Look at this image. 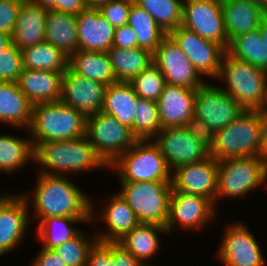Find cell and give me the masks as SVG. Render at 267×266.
I'll return each instance as SVG.
<instances>
[{
    "instance_id": "1",
    "label": "cell",
    "mask_w": 267,
    "mask_h": 266,
    "mask_svg": "<svg viewBox=\"0 0 267 266\" xmlns=\"http://www.w3.org/2000/svg\"><path fill=\"white\" fill-rule=\"evenodd\" d=\"M38 174L33 197L22 192L28 205L33 202L32 214L36 219L40 222L51 216L92 218V222L96 219L92 199L65 175Z\"/></svg>"
},
{
    "instance_id": "2",
    "label": "cell",
    "mask_w": 267,
    "mask_h": 266,
    "mask_svg": "<svg viewBox=\"0 0 267 266\" xmlns=\"http://www.w3.org/2000/svg\"><path fill=\"white\" fill-rule=\"evenodd\" d=\"M34 161L43 167L39 173L54 175L109 168L86 136L73 140L37 143L34 146Z\"/></svg>"
},
{
    "instance_id": "3",
    "label": "cell",
    "mask_w": 267,
    "mask_h": 266,
    "mask_svg": "<svg viewBox=\"0 0 267 266\" xmlns=\"http://www.w3.org/2000/svg\"><path fill=\"white\" fill-rule=\"evenodd\" d=\"M87 117L61 101L38 103L32 108L27 130L35 146L37 143L79 139L86 136Z\"/></svg>"
},
{
    "instance_id": "4",
    "label": "cell",
    "mask_w": 267,
    "mask_h": 266,
    "mask_svg": "<svg viewBox=\"0 0 267 266\" xmlns=\"http://www.w3.org/2000/svg\"><path fill=\"white\" fill-rule=\"evenodd\" d=\"M210 156L216 161L248 156L265 157L261 146L260 114L255 110H244L229 125L215 132Z\"/></svg>"
},
{
    "instance_id": "5",
    "label": "cell",
    "mask_w": 267,
    "mask_h": 266,
    "mask_svg": "<svg viewBox=\"0 0 267 266\" xmlns=\"http://www.w3.org/2000/svg\"><path fill=\"white\" fill-rule=\"evenodd\" d=\"M110 167L115 169L120 182L172 180V171L152 139L137 140Z\"/></svg>"
},
{
    "instance_id": "6",
    "label": "cell",
    "mask_w": 267,
    "mask_h": 266,
    "mask_svg": "<svg viewBox=\"0 0 267 266\" xmlns=\"http://www.w3.org/2000/svg\"><path fill=\"white\" fill-rule=\"evenodd\" d=\"M215 80L224 82L225 88H221L244 110H256L267 84V71L225 52Z\"/></svg>"
},
{
    "instance_id": "7",
    "label": "cell",
    "mask_w": 267,
    "mask_h": 266,
    "mask_svg": "<svg viewBox=\"0 0 267 266\" xmlns=\"http://www.w3.org/2000/svg\"><path fill=\"white\" fill-rule=\"evenodd\" d=\"M267 182V157L248 156L218 161L216 208L220 198H237Z\"/></svg>"
},
{
    "instance_id": "8",
    "label": "cell",
    "mask_w": 267,
    "mask_h": 266,
    "mask_svg": "<svg viewBox=\"0 0 267 266\" xmlns=\"http://www.w3.org/2000/svg\"><path fill=\"white\" fill-rule=\"evenodd\" d=\"M118 193L126 200L140 223L166 227L171 181L120 182Z\"/></svg>"
},
{
    "instance_id": "9",
    "label": "cell",
    "mask_w": 267,
    "mask_h": 266,
    "mask_svg": "<svg viewBox=\"0 0 267 266\" xmlns=\"http://www.w3.org/2000/svg\"><path fill=\"white\" fill-rule=\"evenodd\" d=\"M86 137L108 166L138 140L130 128L102 111L87 116Z\"/></svg>"
},
{
    "instance_id": "10",
    "label": "cell",
    "mask_w": 267,
    "mask_h": 266,
    "mask_svg": "<svg viewBox=\"0 0 267 266\" xmlns=\"http://www.w3.org/2000/svg\"><path fill=\"white\" fill-rule=\"evenodd\" d=\"M181 26L197 33L206 40L228 48L221 0H183Z\"/></svg>"
},
{
    "instance_id": "11",
    "label": "cell",
    "mask_w": 267,
    "mask_h": 266,
    "mask_svg": "<svg viewBox=\"0 0 267 266\" xmlns=\"http://www.w3.org/2000/svg\"><path fill=\"white\" fill-rule=\"evenodd\" d=\"M217 209L208 198L172 190L166 223L168 235L174 233V226L184 231L204 230V226L215 220Z\"/></svg>"
},
{
    "instance_id": "12",
    "label": "cell",
    "mask_w": 267,
    "mask_h": 266,
    "mask_svg": "<svg viewBox=\"0 0 267 266\" xmlns=\"http://www.w3.org/2000/svg\"><path fill=\"white\" fill-rule=\"evenodd\" d=\"M244 109L220 86L205 82L196 89L194 116L214 132L229 125Z\"/></svg>"
},
{
    "instance_id": "13",
    "label": "cell",
    "mask_w": 267,
    "mask_h": 266,
    "mask_svg": "<svg viewBox=\"0 0 267 266\" xmlns=\"http://www.w3.org/2000/svg\"><path fill=\"white\" fill-rule=\"evenodd\" d=\"M168 35L180 47L202 77L216 79L226 52L220 44L206 40L181 25Z\"/></svg>"
},
{
    "instance_id": "14",
    "label": "cell",
    "mask_w": 267,
    "mask_h": 266,
    "mask_svg": "<svg viewBox=\"0 0 267 266\" xmlns=\"http://www.w3.org/2000/svg\"><path fill=\"white\" fill-rule=\"evenodd\" d=\"M171 171L210 156V150L185 127L163 128L153 139Z\"/></svg>"
},
{
    "instance_id": "15",
    "label": "cell",
    "mask_w": 267,
    "mask_h": 266,
    "mask_svg": "<svg viewBox=\"0 0 267 266\" xmlns=\"http://www.w3.org/2000/svg\"><path fill=\"white\" fill-rule=\"evenodd\" d=\"M153 63L160 69L167 84L197 89L207 80H202L203 77L169 35L153 52Z\"/></svg>"
},
{
    "instance_id": "16",
    "label": "cell",
    "mask_w": 267,
    "mask_h": 266,
    "mask_svg": "<svg viewBox=\"0 0 267 266\" xmlns=\"http://www.w3.org/2000/svg\"><path fill=\"white\" fill-rule=\"evenodd\" d=\"M222 236L217 257L225 266H265L261 246L244 223L228 225Z\"/></svg>"
},
{
    "instance_id": "17",
    "label": "cell",
    "mask_w": 267,
    "mask_h": 266,
    "mask_svg": "<svg viewBox=\"0 0 267 266\" xmlns=\"http://www.w3.org/2000/svg\"><path fill=\"white\" fill-rule=\"evenodd\" d=\"M218 161L209 156L202 161L182 165L172 171V190L199 195L216 207Z\"/></svg>"
},
{
    "instance_id": "18",
    "label": "cell",
    "mask_w": 267,
    "mask_h": 266,
    "mask_svg": "<svg viewBox=\"0 0 267 266\" xmlns=\"http://www.w3.org/2000/svg\"><path fill=\"white\" fill-rule=\"evenodd\" d=\"M29 205L20 193L0 197V256L13 251L25 238Z\"/></svg>"
},
{
    "instance_id": "19",
    "label": "cell",
    "mask_w": 267,
    "mask_h": 266,
    "mask_svg": "<svg viewBox=\"0 0 267 266\" xmlns=\"http://www.w3.org/2000/svg\"><path fill=\"white\" fill-rule=\"evenodd\" d=\"M107 85L74 73L69 67L62 76L60 101L86 117L101 111Z\"/></svg>"
},
{
    "instance_id": "20",
    "label": "cell",
    "mask_w": 267,
    "mask_h": 266,
    "mask_svg": "<svg viewBox=\"0 0 267 266\" xmlns=\"http://www.w3.org/2000/svg\"><path fill=\"white\" fill-rule=\"evenodd\" d=\"M196 89L165 84L158 105V117L163 128L184 127L194 116Z\"/></svg>"
},
{
    "instance_id": "21",
    "label": "cell",
    "mask_w": 267,
    "mask_h": 266,
    "mask_svg": "<svg viewBox=\"0 0 267 266\" xmlns=\"http://www.w3.org/2000/svg\"><path fill=\"white\" fill-rule=\"evenodd\" d=\"M78 50L107 52L112 47L115 27L98 7H86L76 15Z\"/></svg>"
},
{
    "instance_id": "22",
    "label": "cell",
    "mask_w": 267,
    "mask_h": 266,
    "mask_svg": "<svg viewBox=\"0 0 267 266\" xmlns=\"http://www.w3.org/2000/svg\"><path fill=\"white\" fill-rule=\"evenodd\" d=\"M48 9L22 0L12 33V43L20 50L46 41V16Z\"/></svg>"
},
{
    "instance_id": "23",
    "label": "cell",
    "mask_w": 267,
    "mask_h": 266,
    "mask_svg": "<svg viewBox=\"0 0 267 266\" xmlns=\"http://www.w3.org/2000/svg\"><path fill=\"white\" fill-rule=\"evenodd\" d=\"M224 27L229 42L260 27L266 11L253 0H221Z\"/></svg>"
},
{
    "instance_id": "24",
    "label": "cell",
    "mask_w": 267,
    "mask_h": 266,
    "mask_svg": "<svg viewBox=\"0 0 267 266\" xmlns=\"http://www.w3.org/2000/svg\"><path fill=\"white\" fill-rule=\"evenodd\" d=\"M110 199V200H109ZM108 199V203L102 206L101 221L105 222V232L96 233L98 241L118 242L140 222L126 200L116 193Z\"/></svg>"
},
{
    "instance_id": "25",
    "label": "cell",
    "mask_w": 267,
    "mask_h": 266,
    "mask_svg": "<svg viewBox=\"0 0 267 266\" xmlns=\"http://www.w3.org/2000/svg\"><path fill=\"white\" fill-rule=\"evenodd\" d=\"M62 72L23 69L17 81L20 90L34 105L61 99Z\"/></svg>"
},
{
    "instance_id": "26",
    "label": "cell",
    "mask_w": 267,
    "mask_h": 266,
    "mask_svg": "<svg viewBox=\"0 0 267 266\" xmlns=\"http://www.w3.org/2000/svg\"><path fill=\"white\" fill-rule=\"evenodd\" d=\"M32 108L17 82H0V123L28 130Z\"/></svg>"
},
{
    "instance_id": "27",
    "label": "cell",
    "mask_w": 267,
    "mask_h": 266,
    "mask_svg": "<svg viewBox=\"0 0 267 266\" xmlns=\"http://www.w3.org/2000/svg\"><path fill=\"white\" fill-rule=\"evenodd\" d=\"M138 95L130 82L117 81L106 87L101 111L114 116L132 130Z\"/></svg>"
},
{
    "instance_id": "28",
    "label": "cell",
    "mask_w": 267,
    "mask_h": 266,
    "mask_svg": "<svg viewBox=\"0 0 267 266\" xmlns=\"http://www.w3.org/2000/svg\"><path fill=\"white\" fill-rule=\"evenodd\" d=\"M160 234L168 235L166 227L158 224L140 223L118 242L144 266H153L148 261L159 252L161 247Z\"/></svg>"
},
{
    "instance_id": "29",
    "label": "cell",
    "mask_w": 267,
    "mask_h": 266,
    "mask_svg": "<svg viewBox=\"0 0 267 266\" xmlns=\"http://www.w3.org/2000/svg\"><path fill=\"white\" fill-rule=\"evenodd\" d=\"M68 67L80 76L107 86L117 82L108 52L78 50L69 57Z\"/></svg>"
},
{
    "instance_id": "30",
    "label": "cell",
    "mask_w": 267,
    "mask_h": 266,
    "mask_svg": "<svg viewBox=\"0 0 267 266\" xmlns=\"http://www.w3.org/2000/svg\"><path fill=\"white\" fill-rule=\"evenodd\" d=\"M45 37L48 43L70 57L78 51L76 15L48 9Z\"/></svg>"
},
{
    "instance_id": "31",
    "label": "cell",
    "mask_w": 267,
    "mask_h": 266,
    "mask_svg": "<svg viewBox=\"0 0 267 266\" xmlns=\"http://www.w3.org/2000/svg\"><path fill=\"white\" fill-rule=\"evenodd\" d=\"M107 52L117 81L130 82L153 63V53L140 47H111Z\"/></svg>"
},
{
    "instance_id": "32",
    "label": "cell",
    "mask_w": 267,
    "mask_h": 266,
    "mask_svg": "<svg viewBox=\"0 0 267 266\" xmlns=\"http://www.w3.org/2000/svg\"><path fill=\"white\" fill-rule=\"evenodd\" d=\"M92 222V218H75L51 216L44 218L36 227L38 239L42 241V246L46 249H55L57 246L73 239L81 231L80 228L73 227L75 223Z\"/></svg>"
},
{
    "instance_id": "33",
    "label": "cell",
    "mask_w": 267,
    "mask_h": 266,
    "mask_svg": "<svg viewBox=\"0 0 267 266\" xmlns=\"http://www.w3.org/2000/svg\"><path fill=\"white\" fill-rule=\"evenodd\" d=\"M23 69L64 73L68 69L69 57L47 41L23 48Z\"/></svg>"
},
{
    "instance_id": "34",
    "label": "cell",
    "mask_w": 267,
    "mask_h": 266,
    "mask_svg": "<svg viewBox=\"0 0 267 266\" xmlns=\"http://www.w3.org/2000/svg\"><path fill=\"white\" fill-rule=\"evenodd\" d=\"M29 138L30 136L22 139L12 134L0 135V171L12 174L22 170L30 160L34 161V145Z\"/></svg>"
},
{
    "instance_id": "35",
    "label": "cell",
    "mask_w": 267,
    "mask_h": 266,
    "mask_svg": "<svg viewBox=\"0 0 267 266\" xmlns=\"http://www.w3.org/2000/svg\"><path fill=\"white\" fill-rule=\"evenodd\" d=\"M232 57L267 71V44L255 31L233 38L226 49Z\"/></svg>"
},
{
    "instance_id": "36",
    "label": "cell",
    "mask_w": 267,
    "mask_h": 266,
    "mask_svg": "<svg viewBox=\"0 0 267 266\" xmlns=\"http://www.w3.org/2000/svg\"><path fill=\"white\" fill-rule=\"evenodd\" d=\"M128 25L136 33L138 47L152 53L168 35L156 24L151 15L135 3L132 4L129 11Z\"/></svg>"
},
{
    "instance_id": "37",
    "label": "cell",
    "mask_w": 267,
    "mask_h": 266,
    "mask_svg": "<svg viewBox=\"0 0 267 266\" xmlns=\"http://www.w3.org/2000/svg\"><path fill=\"white\" fill-rule=\"evenodd\" d=\"M87 266H144L119 242L96 241L89 249Z\"/></svg>"
},
{
    "instance_id": "38",
    "label": "cell",
    "mask_w": 267,
    "mask_h": 266,
    "mask_svg": "<svg viewBox=\"0 0 267 266\" xmlns=\"http://www.w3.org/2000/svg\"><path fill=\"white\" fill-rule=\"evenodd\" d=\"M182 0H134V3L153 17L156 24L167 34L181 25Z\"/></svg>"
},
{
    "instance_id": "39",
    "label": "cell",
    "mask_w": 267,
    "mask_h": 266,
    "mask_svg": "<svg viewBox=\"0 0 267 266\" xmlns=\"http://www.w3.org/2000/svg\"><path fill=\"white\" fill-rule=\"evenodd\" d=\"M161 130L162 126L158 117L157 102L138 98L133 124V135L138 140H148L153 139Z\"/></svg>"
},
{
    "instance_id": "40",
    "label": "cell",
    "mask_w": 267,
    "mask_h": 266,
    "mask_svg": "<svg viewBox=\"0 0 267 266\" xmlns=\"http://www.w3.org/2000/svg\"><path fill=\"white\" fill-rule=\"evenodd\" d=\"M85 236L80 232L73 239L53 249L67 266H87L89 249L97 241V237Z\"/></svg>"
},
{
    "instance_id": "41",
    "label": "cell",
    "mask_w": 267,
    "mask_h": 266,
    "mask_svg": "<svg viewBox=\"0 0 267 266\" xmlns=\"http://www.w3.org/2000/svg\"><path fill=\"white\" fill-rule=\"evenodd\" d=\"M139 98L157 101L166 84L160 69L152 63L130 81Z\"/></svg>"
},
{
    "instance_id": "42",
    "label": "cell",
    "mask_w": 267,
    "mask_h": 266,
    "mask_svg": "<svg viewBox=\"0 0 267 266\" xmlns=\"http://www.w3.org/2000/svg\"><path fill=\"white\" fill-rule=\"evenodd\" d=\"M22 71L21 50L11 43L0 52V82H17Z\"/></svg>"
},
{
    "instance_id": "43",
    "label": "cell",
    "mask_w": 267,
    "mask_h": 266,
    "mask_svg": "<svg viewBox=\"0 0 267 266\" xmlns=\"http://www.w3.org/2000/svg\"><path fill=\"white\" fill-rule=\"evenodd\" d=\"M134 0H109L98 8L100 13L113 27H120L128 24L129 11Z\"/></svg>"
},
{
    "instance_id": "44",
    "label": "cell",
    "mask_w": 267,
    "mask_h": 266,
    "mask_svg": "<svg viewBox=\"0 0 267 266\" xmlns=\"http://www.w3.org/2000/svg\"><path fill=\"white\" fill-rule=\"evenodd\" d=\"M22 0H0V32L12 36Z\"/></svg>"
},
{
    "instance_id": "45",
    "label": "cell",
    "mask_w": 267,
    "mask_h": 266,
    "mask_svg": "<svg viewBox=\"0 0 267 266\" xmlns=\"http://www.w3.org/2000/svg\"><path fill=\"white\" fill-rule=\"evenodd\" d=\"M184 127L195 139L211 150L215 141V132L202 119L193 116Z\"/></svg>"
},
{
    "instance_id": "46",
    "label": "cell",
    "mask_w": 267,
    "mask_h": 266,
    "mask_svg": "<svg viewBox=\"0 0 267 266\" xmlns=\"http://www.w3.org/2000/svg\"><path fill=\"white\" fill-rule=\"evenodd\" d=\"M112 47L132 49L138 47V38L134 30L127 24L116 27Z\"/></svg>"
},
{
    "instance_id": "47",
    "label": "cell",
    "mask_w": 267,
    "mask_h": 266,
    "mask_svg": "<svg viewBox=\"0 0 267 266\" xmlns=\"http://www.w3.org/2000/svg\"><path fill=\"white\" fill-rule=\"evenodd\" d=\"M31 262V266H67L53 249H46L42 246Z\"/></svg>"
},
{
    "instance_id": "48",
    "label": "cell",
    "mask_w": 267,
    "mask_h": 266,
    "mask_svg": "<svg viewBox=\"0 0 267 266\" xmlns=\"http://www.w3.org/2000/svg\"><path fill=\"white\" fill-rule=\"evenodd\" d=\"M87 5L83 0H55L52 10L77 15L84 10Z\"/></svg>"
},
{
    "instance_id": "49",
    "label": "cell",
    "mask_w": 267,
    "mask_h": 266,
    "mask_svg": "<svg viewBox=\"0 0 267 266\" xmlns=\"http://www.w3.org/2000/svg\"><path fill=\"white\" fill-rule=\"evenodd\" d=\"M260 125L262 152L267 157V114H260Z\"/></svg>"
},
{
    "instance_id": "50",
    "label": "cell",
    "mask_w": 267,
    "mask_h": 266,
    "mask_svg": "<svg viewBox=\"0 0 267 266\" xmlns=\"http://www.w3.org/2000/svg\"><path fill=\"white\" fill-rule=\"evenodd\" d=\"M255 111L259 114H267V84L262 95L260 104Z\"/></svg>"
},
{
    "instance_id": "51",
    "label": "cell",
    "mask_w": 267,
    "mask_h": 266,
    "mask_svg": "<svg viewBox=\"0 0 267 266\" xmlns=\"http://www.w3.org/2000/svg\"><path fill=\"white\" fill-rule=\"evenodd\" d=\"M12 43L11 35L0 32V52Z\"/></svg>"
},
{
    "instance_id": "52",
    "label": "cell",
    "mask_w": 267,
    "mask_h": 266,
    "mask_svg": "<svg viewBox=\"0 0 267 266\" xmlns=\"http://www.w3.org/2000/svg\"><path fill=\"white\" fill-rule=\"evenodd\" d=\"M259 34L262 40H265L267 44V15H265L261 20V24L259 27Z\"/></svg>"
},
{
    "instance_id": "53",
    "label": "cell",
    "mask_w": 267,
    "mask_h": 266,
    "mask_svg": "<svg viewBox=\"0 0 267 266\" xmlns=\"http://www.w3.org/2000/svg\"><path fill=\"white\" fill-rule=\"evenodd\" d=\"M34 4L40 5L45 9H51L55 5V0H30Z\"/></svg>"
},
{
    "instance_id": "54",
    "label": "cell",
    "mask_w": 267,
    "mask_h": 266,
    "mask_svg": "<svg viewBox=\"0 0 267 266\" xmlns=\"http://www.w3.org/2000/svg\"><path fill=\"white\" fill-rule=\"evenodd\" d=\"M87 7H99L101 4L109 0H83Z\"/></svg>"
},
{
    "instance_id": "55",
    "label": "cell",
    "mask_w": 267,
    "mask_h": 266,
    "mask_svg": "<svg viewBox=\"0 0 267 266\" xmlns=\"http://www.w3.org/2000/svg\"><path fill=\"white\" fill-rule=\"evenodd\" d=\"M260 7H262L265 11H267V0H253Z\"/></svg>"
}]
</instances>
